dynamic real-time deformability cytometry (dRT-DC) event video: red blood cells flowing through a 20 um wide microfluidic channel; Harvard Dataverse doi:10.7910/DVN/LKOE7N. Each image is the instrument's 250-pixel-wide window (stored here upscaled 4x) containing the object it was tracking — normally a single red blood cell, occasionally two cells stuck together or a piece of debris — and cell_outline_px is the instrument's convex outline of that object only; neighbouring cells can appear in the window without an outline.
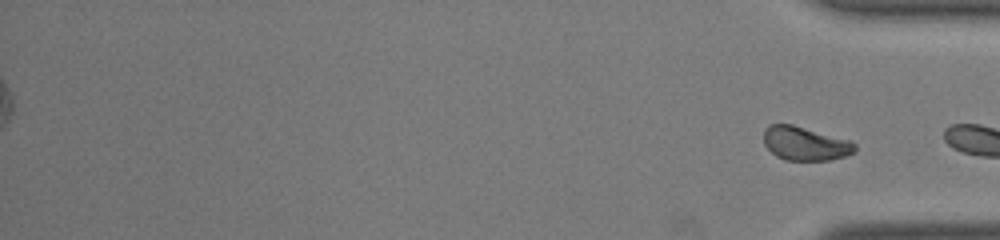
{"species": "common noctule bat (a hibernating species)", "species_latin": "Nyctalus noctula", "temperature_condition": "room temperature", "stored_images_in_passage": 43, "segment_of_instrument_passage": [2, 2], "camera_frame_rate_fps": 3000, "um_per_image_px": 0.085, "animal": {"sex": "male", "body_mass_g": 19.0, "forearm_length_mm": 50.8}, "frame": {"image": 1, "passage_image": 43, "time_ms": 14.0, "image_size_px": [1000, 240], "cell_outline_px": [[856, 152], [832, 160], [784, 160], [776, 156], [764, 144], [764, 128], [768, 124], [792, 124], [852, 140], [856, 144]], "centroid_in_image_um": [68.46, 12.19], "position_along_channel_um": 366.7, "area_um2": 18.21}}